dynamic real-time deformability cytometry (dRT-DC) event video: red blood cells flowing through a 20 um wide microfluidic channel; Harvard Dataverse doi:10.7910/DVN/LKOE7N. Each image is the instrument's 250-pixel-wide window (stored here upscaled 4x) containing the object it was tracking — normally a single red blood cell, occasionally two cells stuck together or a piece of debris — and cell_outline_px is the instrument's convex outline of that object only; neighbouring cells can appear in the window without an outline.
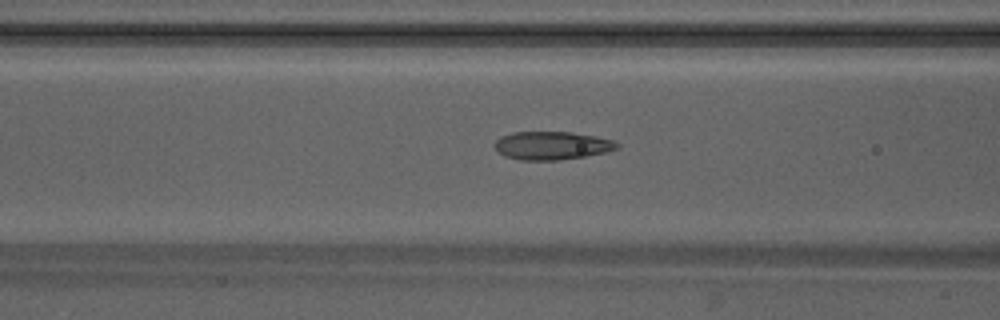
{"species": "Egyptian fruit bat (a non-hibernating species)", "species_latin": "Rousettus aegyptiacus", "temperature_condition": "warm", "stored_images_in_passage": 34, "camera_frame_rate_fps": 3000, "um_per_image_px": 0.085, "animal": {"sex": "male"}, "frame": {"image": 1, "passage_image": 14, "time_ms": 4.333, "image_size_px": [1000, 320], "cell_outline_px": [[620, 148], [604, 152], [584, 156], [556, 160], [520, 160], [504, 156], [496, 152], [496, 140], [500, 136], [512, 132], [572, 132], [596, 136], [612, 140], [620, 144]], "centroid_in_image_um": [46.89, 12.37], "position_along_channel_um": 119.7, "area_um2": 20.11}}
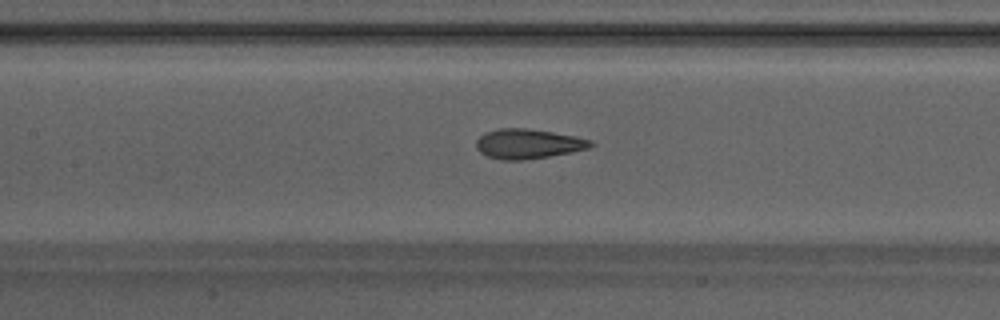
{"frame": {"image": 2, "passage_image": 17, "time_ms": 5.333, "image_size_px": [1000, 320], "cell_outline_px": [[596, 144], [588, 148], [572, 152], [524, 160], [500, 160], [488, 156], [480, 152], [476, 148], [476, 140], [484, 132], [500, 128], [524, 128], [552, 132], [576, 136], [592, 140]], "centroid_in_image_um": [44.88, 12.22], "position_along_channel_um": 162.5, "area_um2": 19.88}}
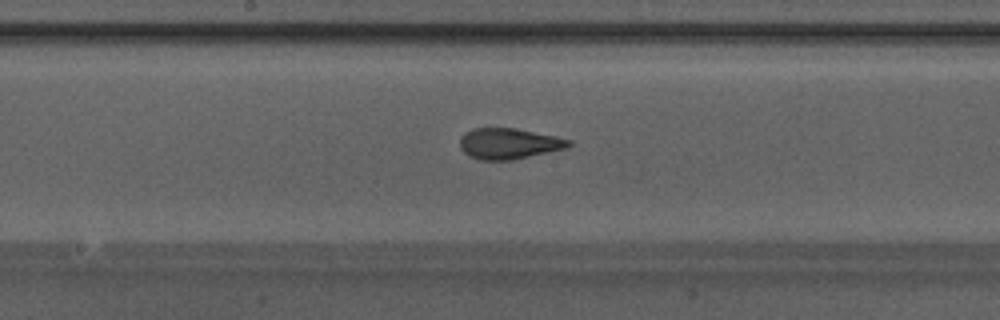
{"frame": {"image": 3, "passage_image": 20, "time_ms": 6.333, "image_size_px": [1000, 320], "cell_outline_px": [[572, 144], [568, 148], [512, 160], [480, 160], [468, 156], [460, 148], [460, 136], [464, 132], [472, 128], [512, 128], [556, 136], [572, 140]], "centroid_in_image_um": [43.24, 12.21], "position_along_channel_um": 205.0, "area_um2": 19.71}}